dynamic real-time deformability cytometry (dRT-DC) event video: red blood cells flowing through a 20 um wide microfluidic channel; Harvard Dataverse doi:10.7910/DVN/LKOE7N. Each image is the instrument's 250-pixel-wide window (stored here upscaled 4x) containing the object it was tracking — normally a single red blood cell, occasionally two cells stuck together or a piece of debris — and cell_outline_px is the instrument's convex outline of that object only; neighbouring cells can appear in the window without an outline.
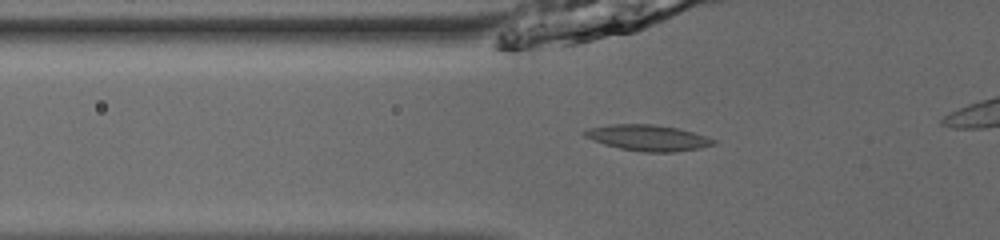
{"species": "common noctule bat (a hibernating species)", "species_latin": "Nyctalus noctula", "temperature_condition": "room temperature", "stored_images_in_passage": 15, "camera_frame_rate_fps": 3000, "um_per_image_px": 0.085, "animal": {"sex": "male", "body_mass_g": 13.0, "forearm_length_mm": 53.1}, "frame": {"image": 1, "passage_image": 13, "time_ms": 4.0, "image_size_px": [1000, 240], "cell_outline_px": [[716, 144], [700, 148], [672, 152], [644, 152], [620, 148], [604, 144], [584, 136], [580, 132], [588, 128], [612, 124], [652, 124], [680, 128], [716, 140]], "centroid_in_image_um": [55.06, 11.71], "position_along_channel_um": 70.7, "area_um2": 19.42}}